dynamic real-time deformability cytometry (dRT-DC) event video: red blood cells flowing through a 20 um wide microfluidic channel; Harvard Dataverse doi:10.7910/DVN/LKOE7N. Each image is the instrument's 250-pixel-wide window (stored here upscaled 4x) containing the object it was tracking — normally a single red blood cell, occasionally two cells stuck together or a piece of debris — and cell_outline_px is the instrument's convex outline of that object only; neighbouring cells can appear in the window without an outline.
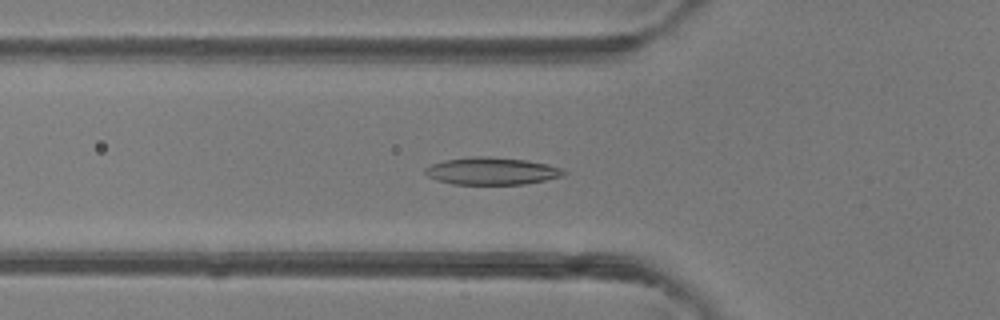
{"species": "common noctule bat (a hibernating species)", "species_latin": "Nyctalus noctula", "temperature_condition": "room temperature", "stored_images_in_passage": 29, "camera_frame_rate_fps": 3000, "um_per_image_px": 0.085, "animal": {"sex": "female"}, "frame": {"image": 1, "passage_image": 5, "time_ms": 1.333, "image_size_px": [1000, 320], "cell_outline_px": [[568, 172], [564, 176], [524, 184], [452, 184], [436, 180], [428, 176], [424, 172], [424, 168], [432, 164], [444, 160], [472, 156], [488, 156], [528, 160], [548, 164], [564, 168]], "centroid_in_image_um": [41.83, 14.53], "position_along_channel_um": 84.0, "area_um2": 22.31}}
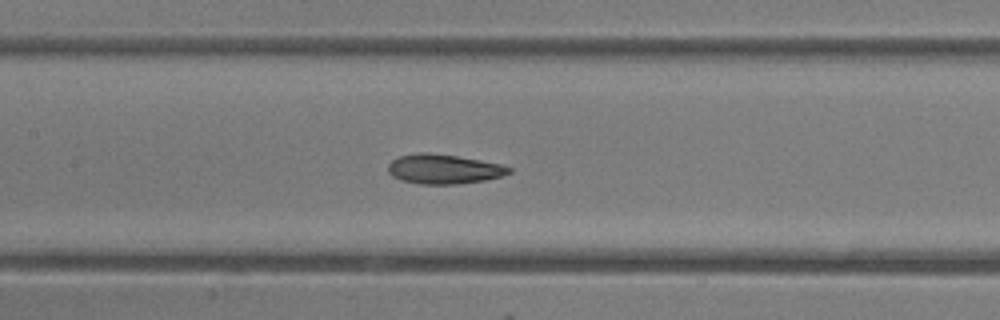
{"frame": {"image": 2, "passage_image": 11, "time_ms": 3.333, "image_size_px": [1000, 320], "cell_outline_px": [[512, 172], [500, 176], [484, 180], [456, 184], [420, 184], [400, 180], [392, 176], [388, 172], [388, 164], [392, 160], [400, 156], [420, 152], [428, 152], [456, 156], [480, 160], [500, 164], [512, 168]], "centroid_in_image_um": [37.69, 14.37], "position_along_channel_um": 169.7, "area_um2": 20.75}}
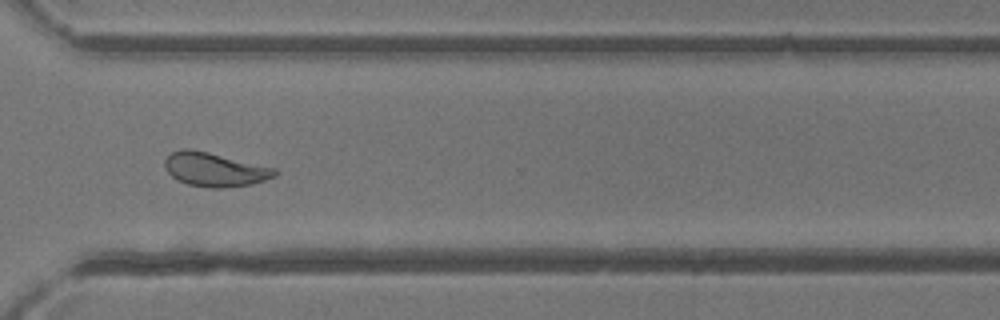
{"frame": {"image": 3, "passage_image": 24, "time_ms": 7.667, "image_size_px": [1000, 320], "cell_outline_px": [[280, 172], [276, 176], [252, 184], [220, 188], [208, 188], [188, 184], [176, 180], [168, 172], [164, 164], [164, 160], [172, 152], [180, 148], [192, 148], [276, 168]], "centroid_in_image_um": [18.25, 14.4], "position_along_channel_um": 352.3, "area_um2": 21.91}, "authors_computed_cell_mechanics": {"area_um2": 20.8658, "velocity_mm_per_s": 4.2309, "shape_relaxation_time_tau1_ms": 4.4453, "shape_relaxation_time_tau2_ms": 2.4548, "deformation_change_tau1": 0.1465, "deformation_change_tau2": 0.0879}}